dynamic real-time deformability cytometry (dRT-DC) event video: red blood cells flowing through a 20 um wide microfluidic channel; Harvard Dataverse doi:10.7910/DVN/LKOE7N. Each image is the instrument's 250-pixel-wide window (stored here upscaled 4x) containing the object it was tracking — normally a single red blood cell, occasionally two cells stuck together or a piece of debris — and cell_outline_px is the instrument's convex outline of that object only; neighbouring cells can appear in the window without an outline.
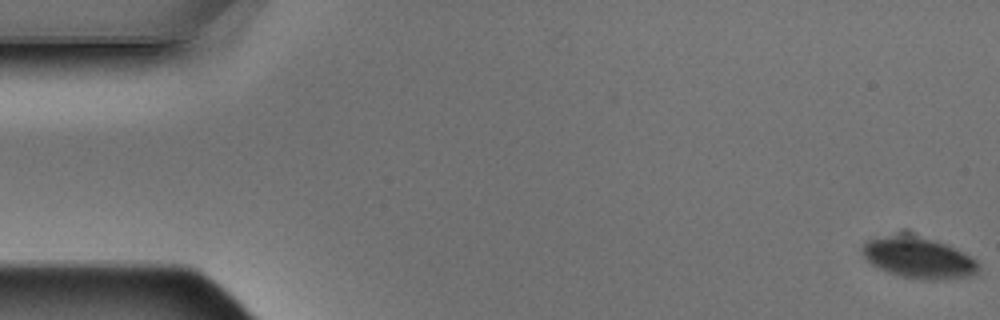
{"species": "Egyptian fruit bat (a non-hibernating species)", "species_latin": "Rousettus aegyptiacus", "temperature_condition": "warm", "stored_images_in_passage": 5, "camera_frame_rate_fps": 3000, "um_per_image_px": 0.085, "animal": {"sex": "male"}, "frame": {"image": 1, "passage_image": 1, "time_ms": 0.0, "image_size_px": [1000, 320], "cell_outline_px": [[980, 272], [968, 276], [936, 280], [924, 280], [900, 276], [888, 272], [872, 264], [864, 256], [860, 248], [868, 240], [884, 236], [892, 236], [932, 240], [944, 244], [976, 260], [980, 264]], "centroid_in_image_um": [78.08, 21.97], "position_along_channel_um": 6.9, "area_um2": 26.7}}
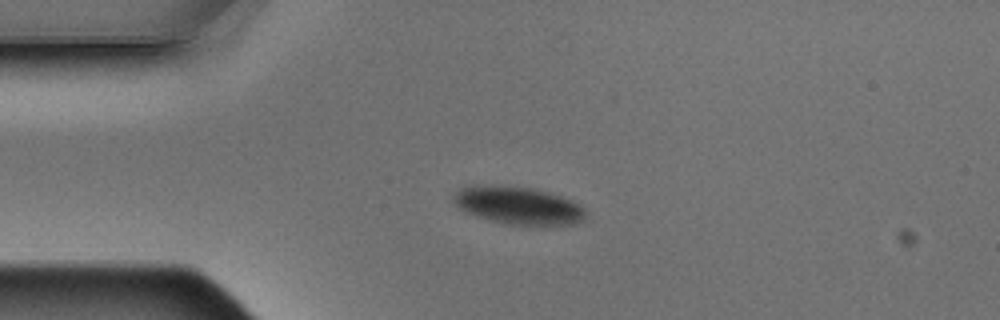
{"frame": {"image": 2, "passage_image": 4, "time_ms": 1.0, "image_size_px": [1000, 320], "cell_outline_px": [[588, 212], [584, 220], [572, 224], [508, 224], [476, 216], [464, 212], [452, 200], [452, 196], [460, 188], [476, 184], [480, 184], [532, 188], [548, 192], [572, 200], [580, 204]], "centroid_in_image_um": [44.04, 17.45], "position_along_channel_um": 41.0, "area_um2": 28.9}}